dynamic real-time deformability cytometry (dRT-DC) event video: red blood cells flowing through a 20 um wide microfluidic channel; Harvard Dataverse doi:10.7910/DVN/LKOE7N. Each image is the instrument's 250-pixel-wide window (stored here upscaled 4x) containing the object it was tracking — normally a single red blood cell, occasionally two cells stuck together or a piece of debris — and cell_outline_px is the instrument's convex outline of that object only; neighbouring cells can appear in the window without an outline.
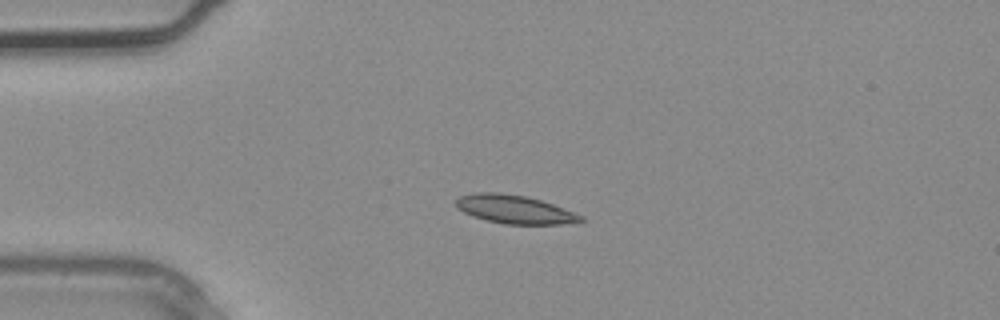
{"species": "common noctule bat (a hibernating species)", "species_latin": "Nyctalus noctula", "temperature_condition": "warm", "stored_images_in_passage": 4, "camera_frame_rate_fps": 3000, "um_per_image_px": 0.085, "animal": {"sex": "male", "body_mass_g": 20.4}, "frame": {"image": 1, "passage_image": 3, "time_ms": 0.667, "image_size_px": [1000, 320], "cell_outline_px": [[584, 220], [560, 224], [504, 224], [472, 216], [456, 208], [456, 200], [460, 196], [476, 192], [500, 192], [528, 196], [552, 204], [584, 216]], "centroid_in_image_um": [43.71, 17.78], "position_along_channel_um": 41.3, "area_um2": 20.58}}
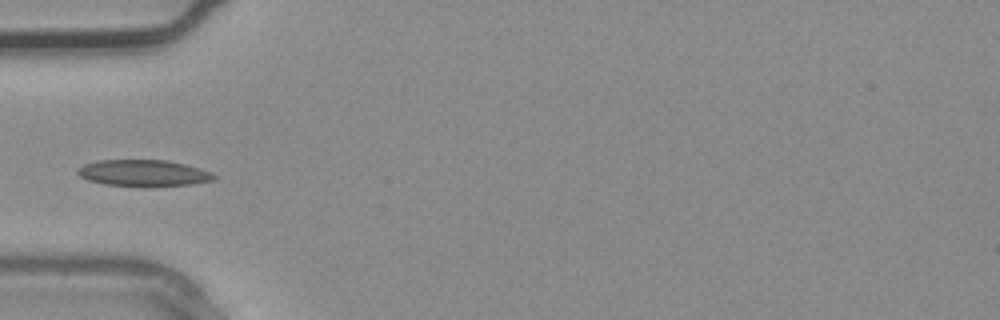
{"frame": {"image": 2, "passage_image": 4, "time_ms": 1.0, "image_size_px": [1000, 320], "cell_outline_px": [[216, 176], [212, 180], [192, 184], [104, 184], [88, 180], [80, 176], [76, 172], [84, 164], [96, 160], [168, 160], [184, 164], [212, 172]], "centroid_in_image_um": [12.17, 14.66], "position_along_channel_um": 72.8, "area_um2": 20.06}}